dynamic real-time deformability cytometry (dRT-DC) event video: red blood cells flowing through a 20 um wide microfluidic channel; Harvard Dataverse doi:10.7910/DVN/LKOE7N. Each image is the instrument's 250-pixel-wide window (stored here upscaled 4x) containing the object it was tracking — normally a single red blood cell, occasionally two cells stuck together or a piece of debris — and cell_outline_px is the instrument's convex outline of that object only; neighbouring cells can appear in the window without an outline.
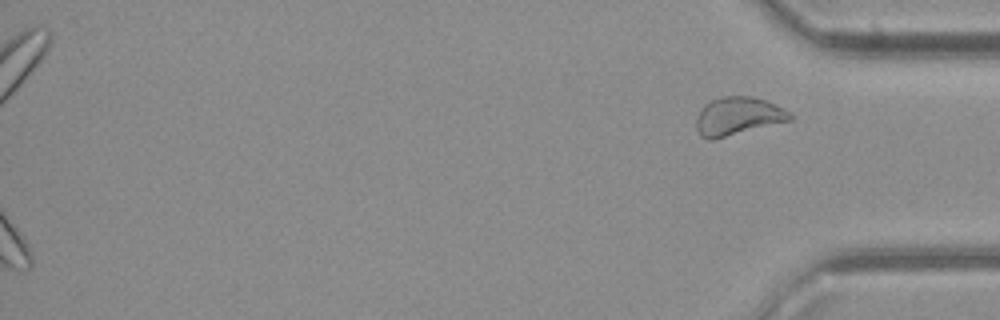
{"species": "common noctule bat (a hibernating species)", "species_latin": "Nyctalus noctula", "temperature_condition": "cold", "stored_images_in_passage": 35, "camera_frame_rate_fps": 3000, "um_per_image_px": 0.085, "animal": {"sex": "female", "body_mass_g": 21.9}, "frame": {"image": 1, "passage_image": 35, "time_ms": 11.333, "image_size_px": [1000, 320], "cell_outline_px": [[796, 116], [792, 120], [712, 140], [708, 140], [700, 136], [696, 128], [696, 116], [704, 104], [720, 96], [752, 96], [764, 100], [784, 108], [792, 112]], "centroid_in_image_um": [62.74, 9.87], "position_along_channel_um": 372.5, "area_um2": 21.1}}